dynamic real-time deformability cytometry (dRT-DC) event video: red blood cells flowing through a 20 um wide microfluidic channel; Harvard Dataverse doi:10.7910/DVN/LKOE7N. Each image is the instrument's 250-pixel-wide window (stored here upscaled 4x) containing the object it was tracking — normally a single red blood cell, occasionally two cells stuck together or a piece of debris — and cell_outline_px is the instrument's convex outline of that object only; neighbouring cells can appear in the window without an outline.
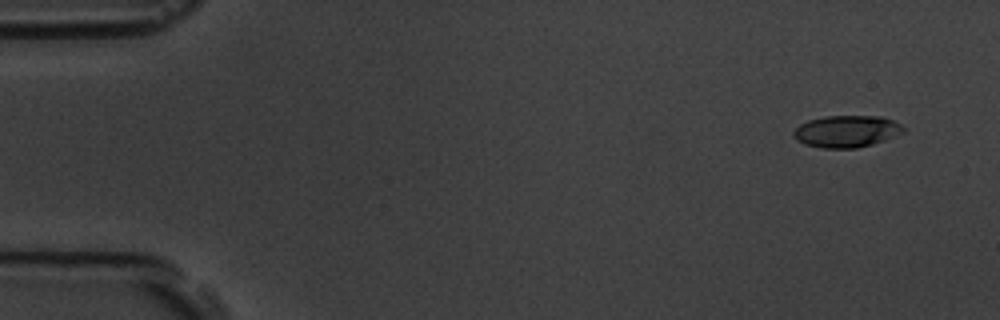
{"species": "common noctule bat (a hibernating species)", "species_latin": "Nyctalus noctula", "temperature_condition": "room temperature", "stored_images_in_passage": 6, "camera_frame_rate_fps": 3000, "um_per_image_px": 0.085, "animal": {"sex": "male", "body_mass_g": 19.5, "forearm_length_mm": 54.6}, "frame": {"image": 1, "passage_image": 6, "time_ms": 6.0, "image_size_px": [1000, 320], "cell_outline_px": [[904, 132], [884, 140], [872, 144], [856, 148], [824, 148], [804, 144], [796, 140], [792, 136], [792, 132], [800, 124], [808, 120], [824, 116], [880, 116], [892, 120], [900, 124], [904, 128]], "centroid_in_image_um": [71.92, 11.16], "position_along_channel_um": 13.1, "area_um2": 20.4}}